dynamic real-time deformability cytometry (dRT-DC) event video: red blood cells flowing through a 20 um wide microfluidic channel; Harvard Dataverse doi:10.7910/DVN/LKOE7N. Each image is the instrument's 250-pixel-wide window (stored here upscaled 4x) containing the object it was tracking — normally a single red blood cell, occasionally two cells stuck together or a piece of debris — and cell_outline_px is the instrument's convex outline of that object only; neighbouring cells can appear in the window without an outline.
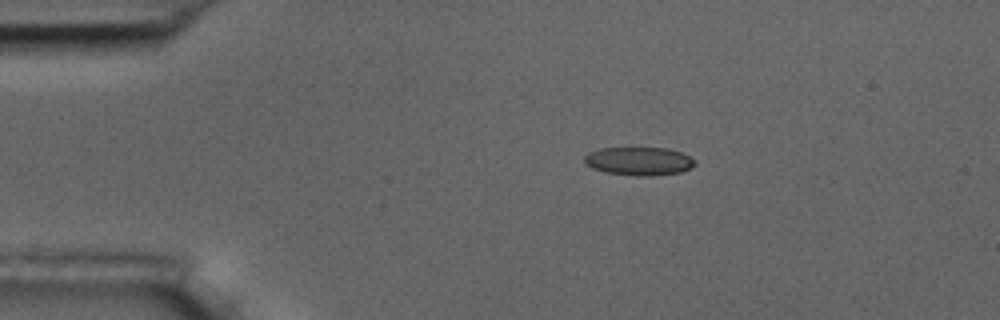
{"species": "common noctule bat (a hibernating species)", "species_latin": "Nyctalus noctula", "temperature_condition": "room temperature", "stored_images_in_passage": 8, "camera_frame_rate_fps": 3000, "um_per_image_px": 0.085, "animal": {"sex": "male", "body_mass_g": 17.5, "forearm_length_mm": 52.3}, "frame": {"image": 1, "passage_image": 2, "time_ms": 1.333, "image_size_px": [1000, 320], "cell_outline_px": [[696, 164], [692, 168], [680, 172], [648, 176], [636, 176], [604, 172], [592, 168], [584, 164], [584, 156], [588, 152], [600, 148], [668, 148], [680, 152], [696, 160]], "centroid_in_image_um": [54.29, 13.7], "position_along_channel_um": 30.7, "area_um2": 18.38}}
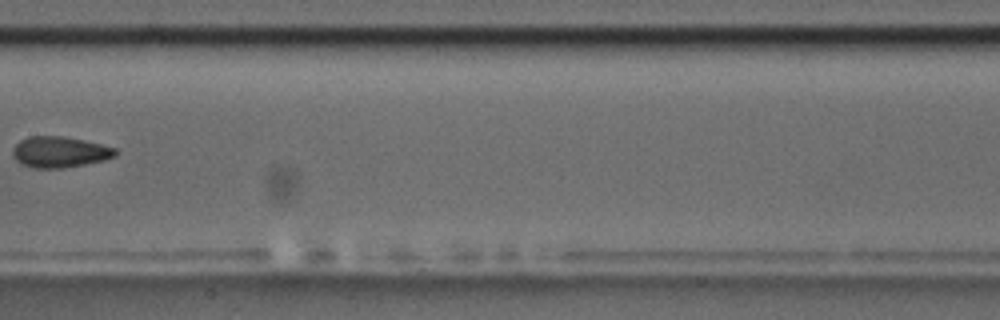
{"frame": {"image": 2, "passage_image": 7, "time_ms": 7.333, "image_size_px": [1000, 320], "cell_outline_px": [[116, 156], [104, 160], [64, 168], [32, 168], [20, 164], [12, 156], [12, 148], [20, 140], [28, 136], [64, 136], [84, 140], [116, 148]], "centroid_in_image_um": [5.03, 12.92], "position_along_channel_um": 202.4, "area_um2": 18.67}}
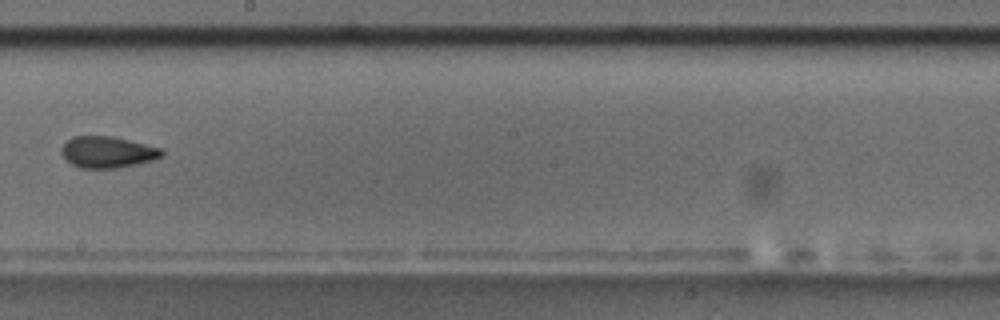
{"frame": {"image": 3, "passage_image": 8, "time_ms": 8.333, "image_size_px": [1000, 320], "cell_outline_px": [[164, 156], [156, 160], [116, 168], [80, 168], [64, 160], [60, 152], [60, 148], [72, 136], [112, 136], [160, 148], [164, 152]], "centroid_in_image_um": [9.12, 12.94], "position_along_channel_um": 239.1, "area_um2": 18.5}}